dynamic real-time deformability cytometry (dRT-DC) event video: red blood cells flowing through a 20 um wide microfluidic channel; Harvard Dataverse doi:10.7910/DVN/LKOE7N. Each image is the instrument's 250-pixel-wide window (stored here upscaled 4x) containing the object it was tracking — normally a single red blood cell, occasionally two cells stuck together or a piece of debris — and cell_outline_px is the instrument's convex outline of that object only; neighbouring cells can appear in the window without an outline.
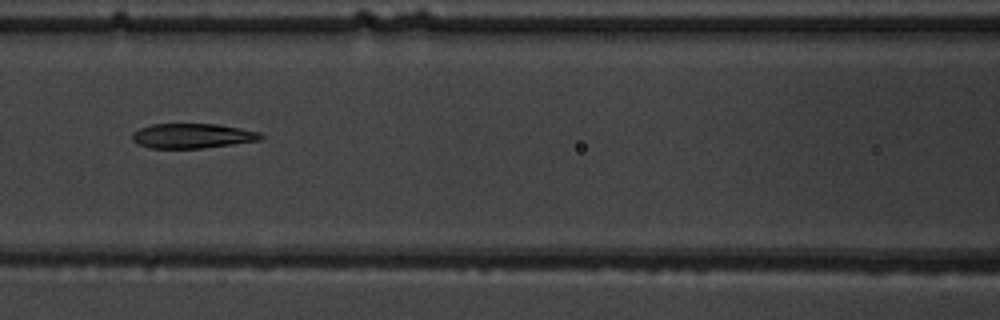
{"species": "common noctule bat (a hibernating species)", "species_latin": "Nyctalus noctula", "temperature_condition": "warm", "stored_images_in_passage": 6, "camera_frame_rate_fps": 3000, "um_per_image_px": 0.085, "animal": {"sex": "male", "body_mass_g": 19.5, "forearm_length_mm": 54.6}, "frame": {"image": 1, "passage_image": 6, "time_ms": 5.667, "image_size_px": [1000, 320], "cell_outline_px": [[264, 136], [260, 140], [204, 148], [148, 148], [132, 140], [132, 132], [140, 128], [152, 124], [216, 124], [240, 128], [260, 132]], "centroid_in_image_um": [16.34, 11.55], "position_along_channel_um": 150.3, "area_um2": 18.5}}